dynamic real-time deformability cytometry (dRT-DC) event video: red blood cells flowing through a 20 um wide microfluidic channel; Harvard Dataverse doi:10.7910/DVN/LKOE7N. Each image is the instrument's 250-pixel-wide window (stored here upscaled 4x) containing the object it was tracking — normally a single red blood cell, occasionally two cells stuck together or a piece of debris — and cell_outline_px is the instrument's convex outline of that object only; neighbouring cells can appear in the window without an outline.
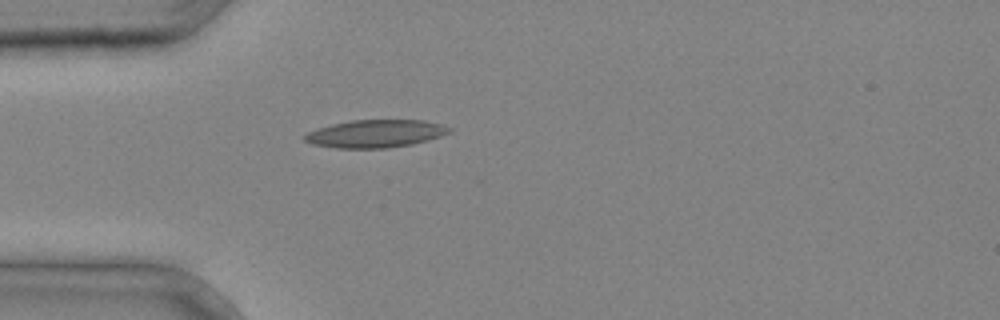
{"species": "common noctule bat (a hibernating species)", "species_latin": "Nyctalus noctula", "temperature_condition": "cold", "stored_images_in_passage": 1, "camera_frame_rate_fps": 3000, "um_per_image_px": 0.085, "animal": {"sex": "male", "body_mass_g": 20.4}, "frame": {"image": 1, "passage_image": 1, "time_ms": 0.0, "image_size_px": [1000, 320], "cell_outline_px": [[452, 132], [428, 140], [412, 144], [388, 148], [336, 148], [312, 144], [304, 140], [304, 136], [308, 132], [316, 128], [332, 124], [352, 120], [424, 120], [440, 124], [452, 128]], "centroid_in_image_um": [31.92, 11.36], "position_along_channel_um": 53.1, "area_um2": 23.41}}